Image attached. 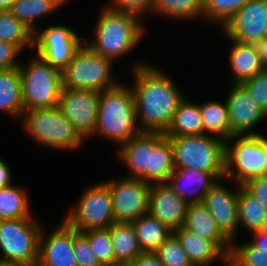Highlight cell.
Here are the masks:
<instances>
[{
	"label": "cell",
	"instance_id": "1",
	"mask_svg": "<svg viewBox=\"0 0 267 266\" xmlns=\"http://www.w3.org/2000/svg\"><path fill=\"white\" fill-rule=\"evenodd\" d=\"M131 68L133 81L130 87L141 132L165 133L179 103L186 97L185 93L157 64L136 59Z\"/></svg>",
	"mask_w": 267,
	"mask_h": 266
},
{
	"label": "cell",
	"instance_id": "2",
	"mask_svg": "<svg viewBox=\"0 0 267 266\" xmlns=\"http://www.w3.org/2000/svg\"><path fill=\"white\" fill-rule=\"evenodd\" d=\"M93 30V38L84 42L96 53L117 63V60L136 50L148 32L144 21L133 14L101 7ZM88 38V39H87Z\"/></svg>",
	"mask_w": 267,
	"mask_h": 266
},
{
	"label": "cell",
	"instance_id": "3",
	"mask_svg": "<svg viewBox=\"0 0 267 266\" xmlns=\"http://www.w3.org/2000/svg\"><path fill=\"white\" fill-rule=\"evenodd\" d=\"M141 133L138 126L135 100L129 83L120 81L100 92L95 137L110 140L114 146Z\"/></svg>",
	"mask_w": 267,
	"mask_h": 266
},
{
	"label": "cell",
	"instance_id": "4",
	"mask_svg": "<svg viewBox=\"0 0 267 266\" xmlns=\"http://www.w3.org/2000/svg\"><path fill=\"white\" fill-rule=\"evenodd\" d=\"M19 122L24 133L46 149L68 152L84 147L85 141L58 106L27 110Z\"/></svg>",
	"mask_w": 267,
	"mask_h": 266
},
{
	"label": "cell",
	"instance_id": "5",
	"mask_svg": "<svg viewBox=\"0 0 267 266\" xmlns=\"http://www.w3.org/2000/svg\"><path fill=\"white\" fill-rule=\"evenodd\" d=\"M20 62L24 112L37 108L57 107L63 90L62 71L49 65L36 55Z\"/></svg>",
	"mask_w": 267,
	"mask_h": 266
},
{
	"label": "cell",
	"instance_id": "6",
	"mask_svg": "<svg viewBox=\"0 0 267 266\" xmlns=\"http://www.w3.org/2000/svg\"><path fill=\"white\" fill-rule=\"evenodd\" d=\"M267 176V136L233 135L225 141V179L239 185Z\"/></svg>",
	"mask_w": 267,
	"mask_h": 266
},
{
	"label": "cell",
	"instance_id": "7",
	"mask_svg": "<svg viewBox=\"0 0 267 266\" xmlns=\"http://www.w3.org/2000/svg\"><path fill=\"white\" fill-rule=\"evenodd\" d=\"M167 138L175 169H195L213 173L219 180L225 178V141L206 134Z\"/></svg>",
	"mask_w": 267,
	"mask_h": 266
},
{
	"label": "cell",
	"instance_id": "8",
	"mask_svg": "<svg viewBox=\"0 0 267 266\" xmlns=\"http://www.w3.org/2000/svg\"><path fill=\"white\" fill-rule=\"evenodd\" d=\"M115 66L84 42L62 71L63 88L99 92L112 88L121 81L114 76Z\"/></svg>",
	"mask_w": 267,
	"mask_h": 266
},
{
	"label": "cell",
	"instance_id": "9",
	"mask_svg": "<svg viewBox=\"0 0 267 266\" xmlns=\"http://www.w3.org/2000/svg\"><path fill=\"white\" fill-rule=\"evenodd\" d=\"M42 228L37 216L0 220V261L36 266Z\"/></svg>",
	"mask_w": 267,
	"mask_h": 266
},
{
	"label": "cell",
	"instance_id": "10",
	"mask_svg": "<svg viewBox=\"0 0 267 266\" xmlns=\"http://www.w3.org/2000/svg\"><path fill=\"white\" fill-rule=\"evenodd\" d=\"M84 187L63 219L79 232L111 226L115 220L109 186L100 181Z\"/></svg>",
	"mask_w": 267,
	"mask_h": 266
},
{
	"label": "cell",
	"instance_id": "11",
	"mask_svg": "<svg viewBox=\"0 0 267 266\" xmlns=\"http://www.w3.org/2000/svg\"><path fill=\"white\" fill-rule=\"evenodd\" d=\"M52 24L39 27L34 32L32 51L52 67L63 71L84 43L85 37L65 24Z\"/></svg>",
	"mask_w": 267,
	"mask_h": 266
},
{
	"label": "cell",
	"instance_id": "12",
	"mask_svg": "<svg viewBox=\"0 0 267 266\" xmlns=\"http://www.w3.org/2000/svg\"><path fill=\"white\" fill-rule=\"evenodd\" d=\"M104 182L111 193L115 222H133L148 213L151 184L122 175Z\"/></svg>",
	"mask_w": 267,
	"mask_h": 266
},
{
	"label": "cell",
	"instance_id": "13",
	"mask_svg": "<svg viewBox=\"0 0 267 266\" xmlns=\"http://www.w3.org/2000/svg\"><path fill=\"white\" fill-rule=\"evenodd\" d=\"M99 100L96 90L63 88L61 92L58 107L84 141L95 135Z\"/></svg>",
	"mask_w": 267,
	"mask_h": 266
},
{
	"label": "cell",
	"instance_id": "14",
	"mask_svg": "<svg viewBox=\"0 0 267 266\" xmlns=\"http://www.w3.org/2000/svg\"><path fill=\"white\" fill-rule=\"evenodd\" d=\"M230 181L231 186L224 183ZM223 182V183H222ZM231 187V188H230ZM242 186L232 180L220 179L205 195L202 204L217 227L232 242L238 235V192Z\"/></svg>",
	"mask_w": 267,
	"mask_h": 266
},
{
	"label": "cell",
	"instance_id": "15",
	"mask_svg": "<svg viewBox=\"0 0 267 266\" xmlns=\"http://www.w3.org/2000/svg\"><path fill=\"white\" fill-rule=\"evenodd\" d=\"M220 31L228 39L257 44L267 37V0H249Z\"/></svg>",
	"mask_w": 267,
	"mask_h": 266
},
{
	"label": "cell",
	"instance_id": "16",
	"mask_svg": "<svg viewBox=\"0 0 267 266\" xmlns=\"http://www.w3.org/2000/svg\"><path fill=\"white\" fill-rule=\"evenodd\" d=\"M165 137L162 132H141L117 147L115 155L127 173L123 176L150 184V160L154 147Z\"/></svg>",
	"mask_w": 267,
	"mask_h": 266
},
{
	"label": "cell",
	"instance_id": "17",
	"mask_svg": "<svg viewBox=\"0 0 267 266\" xmlns=\"http://www.w3.org/2000/svg\"><path fill=\"white\" fill-rule=\"evenodd\" d=\"M225 98L230 121V138L233 135L260 134L255 127L267 114L256 104L242 84H230Z\"/></svg>",
	"mask_w": 267,
	"mask_h": 266
},
{
	"label": "cell",
	"instance_id": "18",
	"mask_svg": "<svg viewBox=\"0 0 267 266\" xmlns=\"http://www.w3.org/2000/svg\"><path fill=\"white\" fill-rule=\"evenodd\" d=\"M36 266H77L73 254V227L64 219L51 231L43 225Z\"/></svg>",
	"mask_w": 267,
	"mask_h": 266
},
{
	"label": "cell",
	"instance_id": "19",
	"mask_svg": "<svg viewBox=\"0 0 267 266\" xmlns=\"http://www.w3.org/2000/svg\"><path fill=\"white\" fill-rule=\"evenodd\" d=\"M188 206L167 183L151 184L148 213L171 230L184 226Z\"/></svg>",
	"mask_w": 267,
	"mask_h": 266
},
{
	"label": "cell",
	"instance_id": "20",
	"mask_svg": "<svg viewBox=\"0 0 267 266\" xmlns=\"http://www.w3.org/2000/svg\"><path fill=\"white\" fill-rule=\"evenodd\" d=\"M219 181L210 172L195 169H174L167 184L188 205L203 202L206 193Z\"/></svg>",
	"mask_w": 267,
	"mask_h": 266
},
{
	"label": "cell",
	"instance_id": "21",
	"mask_svg": "<svg viewBox=\"0 0 267 266\" xmlns=\"http://www.w3.org/2000/svg\"><path fill=\"white\" fill-rule=\"evenodd\" d=\"M173 233L180 240L194 266H213L215 263L228 266V256L213 241L202 238L183 227L174 230Z\"/></svg>",
	"mask_w": 267,
	"mask_h": 266
},
{
	"label": "cell",
	"instance_id": "22",
	"mask_svg": "<svg viewBox=\"0 0 267 266\" xmlns=\"http://www.w3.org/2000/svg\"><path fill=\"white\" fill-rule=\"evenodd\" d=\"M229 40L228 66L233 78L231 84H241L252 78L263 69L256 44H244L233 39Z\"/></svg>",
	"mask_w": 267,
	"mask_h": 266
},
{
	"label": "cell",
	"instance_id": "23",
	"mask_svg": "<svg viewBox=\"0 0 267 266\" xmlns=\"http://www.w3.org/2000/svg\"><path fill=\"white\" fill-rule=\"evenodd\" d=\"M183 228L213 241L229 256L232 242L220 231L213 217L202 203L188 206Z\"/></svg>",
	"mask_w": 267,
	"mask_h": 266
},
{
	"label": "cell",
	"instance_id": "24",
	"mask_svg": "<svg viewBox=\"0 0 267 266\" xmlns=\"http://www.w3.org/2000/svg\"><path fill=\"white\" fill-rule=\"evenodd\" d=\"M109 233L115 254V266H128L143 251L132 222H114Z\"/></svg>",
	"mask_w": 267,
	"mask_h": 266
},
{
	"label": "cell",
	"instance_id": "25",
	"mask_svg": "<svg viewBox=\"0 0 267 266\" xmlns=\"http://www.w3.org/2000/svg\"><path fill=\"white\" fill-rule=\"evenodd\" d=\"M70 0H16L10 12L22 21L32 32L40 26L38 20L55 14ZM49 15V16H48Z\"/></svg>",
	"mask_w": 267,
	"mask_h": 266
},
{
	"label": "cell",
	"instance_id": "26",
	"mask_svg": "<svg viewBox=\"0 0 267 266\" xmlns=\"http://www.w3.org/2000/svg\"><path fill=\"white\" fill-rule=\"evenodd\" d=\"M0 112L19 120L24 112L19 68L0 71Z\"/></svg>",
	"mask_w": 267,
	"mask_h": 266
},
{
	"label": "cell",
	"instance_id": "27",
	"mask_svg": "<svg viewBox=\"0 0 267 266\" xmlns=\"http://www.w3.org/2000/svg\"><path fill=\"white\" fill-rule=\"evenodd\" d=\"M203 122L199 103L190 101L187 96L179 103L172 122L165 131V137L202 135Z\"/></svg>",
	"mask_w": 267,
	"mask_h": 266
},
{
	"label": "cell",
	"instance_id": "28",
	"mask_svg": "<svg viewBox=\"0 0 267 266\" xmlns=\"http://www.w3.org/2000/svg\"><path fill=\"white\" fill-rule=\"evenodd\" d=\"M202 11L203 0H154L149 15L169 21L191 22L202 20Z\"/></svg>",
	"mask_w": 267,
	"mask_h": 266
},
{
	"label": "cell",
	"instance_id": "29",
	"mask_svg": "<svg viewBox=\"0 0 267 266\" xmlns=\"http://www.w3.org/2000/svg\"><path fill=\"white\" fill-rule=\"evenodd\" d=\"M36 216L29 192L24 186L9 185L0 190V220Z\"/></svg>",
	"mask_w": 267,
	"mask_h": 266
},
{
	"label": "cell",
	"instance_id": "30",
	"mask_svg": "<svg viewBox=\"0 0 267 266\" xmlns=\"http://www.w3.org/2000/svg\"><path fill=\"white\" fill-rule=\"evenodd\" d=\"M203 122V134L223 141L230 138V121L226 101L206 100L199 103Z\"/></svg>",
	"mask_w": 267,
	"mask_h": 266
},
{
	"label": "cell",
	"instance_id": "31",
	"mask_svg": "<svg viewBox=\"0 0 267 266\" xmlns=\"http://www.w3.org/2000/svg\"><path fill=\"white\" fill-rule=\"evenodd\" d=\"M132 224L141 250L147 253L155 252L173 234V230L149 213L134 220Z\"/></svg>",
	"mask_w": 267,
	"mask_h": 266
},
{
	"label": "cell",
	"instance_id": "32",
	"mask_svg": "<svg viewBox=\"0 0 267 266\" xmlns=\"http://www.w3.org/2000/svg\"><path fill=\"white\" fill-rule=\"evenodd\" d=\"M265 228H267L266 208L241 187L238 192V233L244 229L246 233L251 234Z\"/></svg>",
	"mask_w": 267,
	"mask_h": 266
},
{
	"label": "cell",
	"instance_id": "33",
	"mask_svg": "<svg viewBox=\"0 0 267 266\" xmlns=\"http://www.w3.org/2000/svg\"><path fill=\"white\" fill-rule=\"evenodd\" d=\"M33 34L10 11H0V41L16 45L22 52L33 50Z\"/></svg>",
	"mask_w": 267,
	"mask_h": 266
},
{
	"label": "cell",
	"instance_id": "34",
	"mask_svg": "<svg viewBox=\"0 0 267 266\" xmlns=\"http://www.w3.org/2000/svg\"><path fill=\"white\" fill-rule=\"evenodd\" d=\"M171 141L164 137L153 149L150 160V184L167 183L174 171Z\"/></svg>",
	"mask_w": 267,
	"mask_h": 266
},
{
	"label": "cell",
	"instance_id": "35",
	"mask_svg": "<svg viewBox=\"0 0 267 266\" xmlns=\"http://www.w3.org/2000/svg\"><path fill=\"white\" fill-rule=\"evenodd\" d=\"M248 1L203 0L202 21L221 29Z\"/></svg>",
	"mask_w": 267,
	"mask_h": 266
},
{
	"label": "cell",
	"instance_id": "36",
	"mask_svg": "<svg viewBox=\"0 0 267 266\" xmlns=\"http://www.w3.org/2000/svg\"><path fill=\"white\" fill-rule=\"evenodd\" d=\"M228 266H267V246H254L249 240L232 241Z\"/></svg>",
	"mask_w": 267,
	"mask_h": 266
},
{
	"label": "cell",
	"instance_id": "37",
	"mask_svg": "<svg viewBox=\"0 0 267 266\" xmlns=\"http://www.w3.org/2000/svg\"><path fill=\"white\" fill-rule=\"evenodd\" d=\"M81 233L88 239L90 247L102 266H115V254L109 227L89 229Z\"/></svg>",
	"mask_w": 267,
	"mask_h": 266
},
{
	"label": "cell",
	"instance_id": "38",
	"mask_svg": "<svg viewBox=\"0 0 267 266\" xmlns=\"http://www.w3.org/2000/svg\"><path fill=\"white\" fill-rule=\"evenodd\" d=\"M155 254L165 266H194L174 233L164 241Z\"/></svg>",
	"mask_w": 267,
	"mask_h": 266
},
{
	"label": "cell",
	"instance_id": "39",
	"mask_svg": "<svg viewBox=\"0 0 267 266\" xmlns=\"http://www.w3.org/2000/svg\"><path fill=\"white\" fill-rule=\"evenodd\" d=\"M256 104L267 114V68L241 83Z\"/></svg>",
	"mask_w": 267,
	"mask_h": 266
},
{
	"label": "cell",
	"instance_id": "40",
	"mask_svg": "<svg viewBox=\"0 0 267 266\" xmlns=\"http://www.w3.org/2000/svg\"><path fill=\"white\" fill-rule=\"evenodd\" d=\"M73 254L77 266H102L95 256L88 239L73 228Z\"/></svg>",
	"mask_w": 267,
	"mask_h": 266
},
{
	"label": "cell",
	"instance_id": "41",
	"mask_svg": "<svg viewBox=\"0 0 267 266\" xmlns=\"http://www.w3.org/2000/svg\"><path fill=\"white\" fill-rule=\"evenodd\" d=\"M106 4L113 10L137 16L142 21L149 16L154 0H109Z\"/></svg>",
	"mask_w": 267,
	"mask_h": 266
},
{
	"label": "cell",
	"instance_id": "42",
	"mask_svg": "<svg viewBox=\"0 0 267 266\" xmlns=\"http://www.w3.org/2000/svg\"><path fill=\"white\" fill-rule=\"evenodd\" d=\"M22 51L14 44L0 41V71L19 67Z\"/></svg>",
	"mask_w": 267,
	"mask_h": 266
},
{
	"label": "cell",
	"instance_id": "43",
	"mask_svg": "<svg viewBox=\"0 0 267 266\" xmlns=\"http://www.w3.org/2000/svg\"><path fill=\"white\" fill-rule=\"evenodd\" d=\"M242 187L267 210V176L253 178Z\"/></svg>",
	"mask_w": 267,
	"mask_h": 266
},
{
	"label": "cell",
	"instance_id": "44",
	"mask_svg": "<svg viewBox=\"0 0 267 266\" xmlns=\"http://www.w3.org/2000/svg\"><path fill=\"white\" fill-rule=\"evenodd\" d=\"M128 266H165L160 258L153 253L143 252L135 260H133Z\"/></svg>",
	"mask_w": 267,
	"mask_h": 266
},
{
	"label": "cell",
	"instance_id": "45",
	"mask_svg": "<svg viewBox=\"0 0 267 266\" xmlns=\"http://www.w3.org/2000/svg\"><path fill=\"white\" fill-rule=\"evenodd\" d=\"M13 172L11 171V167H9L6 160L0 157V190L3 188L12 185L13 183Z\"/></svg>",
	"mask_w": 267,
	"mask_h": 266
},
{
	"label": "cell",
	"instance_id": "46",
	"mask_svg": "<svg viewBox=\"0 0 267 266\" xmlns=\"http://www.w3.org/2000/svg\"><path fill=\"white\" fill-rule=\"evenodd\" d=\"M253 238L249 241L254 246H267V228L251 233Z\"/></svg>",
	"mask_w": 267,
	"mask_h": 266
},
{
	"label": "cell",
	"instance_id": "47",
	"mask_svg": "<svg viewBox=\"0 0 267 266\" xmlns=\"http://www.w3.org/2000/svg\"><path fill=\"white\" fill-rule=\"evenodd\" d=\"M257 49L259 52L260 61L263 68H267V37L259 41L257 44Z\"/></svg>",
	"mask_w": 267,
	"mask_h": 266
},
{
	"label": "cell",
	"instance_id": "48",
	"mask_svg": "<svg viewBox=\"0 0 267 266\" xmlns=\"http://www.w3.org/2000/svg\"><path fill=\"white\" fill-rule=\"evenodd\" d=\"M16 0H0V11H9Z\"/></svg>",
	"mask_w": 267,
	"mask_h": 266
},
{
	"label": "cell",
	"instance_id": "49",
	"mask_svg": "<svg viewBox=\"0 0 267 266\" xmlns=\"http://www.w3.org/2000/svg\"><path fill=\"white\" fill-rule=\"evenodd\" d=\"M0 266H26L20 263L0 261Z\"/></svg>",
	"mask_w": 267,
	"mask_h": 266
}]
</instances>
